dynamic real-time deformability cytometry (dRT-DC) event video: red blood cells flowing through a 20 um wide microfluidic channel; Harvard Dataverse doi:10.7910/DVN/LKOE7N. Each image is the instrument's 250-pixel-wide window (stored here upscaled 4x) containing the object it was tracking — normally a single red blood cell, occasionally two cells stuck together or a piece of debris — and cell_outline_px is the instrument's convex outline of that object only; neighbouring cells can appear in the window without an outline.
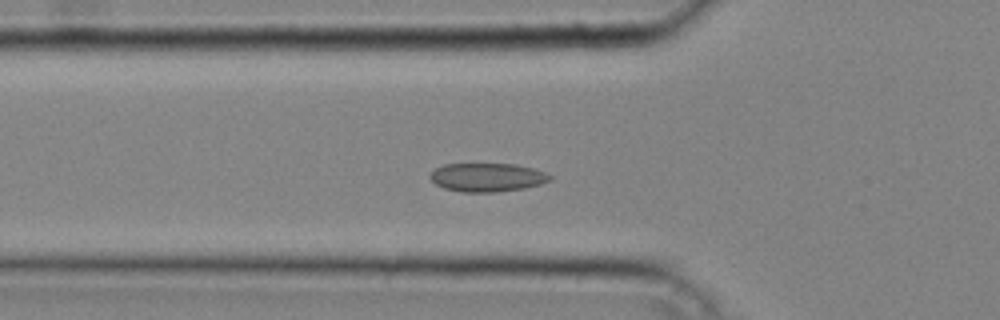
{"species": "common noctule bat (a hibernating species)", "species_latin": "Nyctalus noctula", "temperature_condition": "cold", "stored_images_in_passage": 39, "camera_frame_rate_fps": 3000, "um_per_image_px": 0.085, "animal": {"sex": "male", "body_mass_g": 20.4}, "frame": {"image": 1, "passage_image": 13, "time_ms": 4.0, "image_size_px": [1000, 320], "cell_outline_px": [[552, 180], [540, 184], [524, 188], [496, 192], [460, 192], [444, 188], [436, 184], [428, 176], [436, 168], [444, 164], [516, 164], [532, 168], [544, 172], [552, 176]], "centroid_in_image_um": [41.41, 15.08], "position_along_channel_um": 84.4, "area_um2": 19.94}}
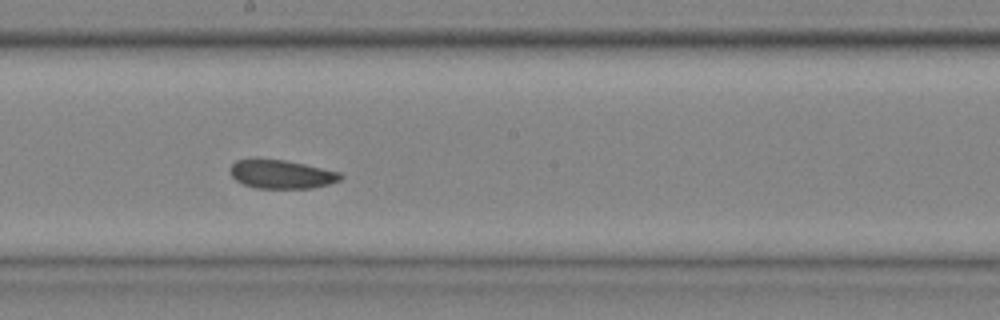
{"frame": {"image": 2, "passage_image": 22, "time_ms": 7.0, "image_size_px": [1000, 320], "cell_outline_px": [[344, 176], [340, 180], [328, 184], [312, 188], [256, 188], [244, 184], [236, 180], [232, 176], [232, 164], [236, 160], [284, 160], [304, 164], [340, 172]], "centroid_in_image_um": [23.97, 14.83], "position_along_channel_um": 224.2, "area_um2": 17.98}}
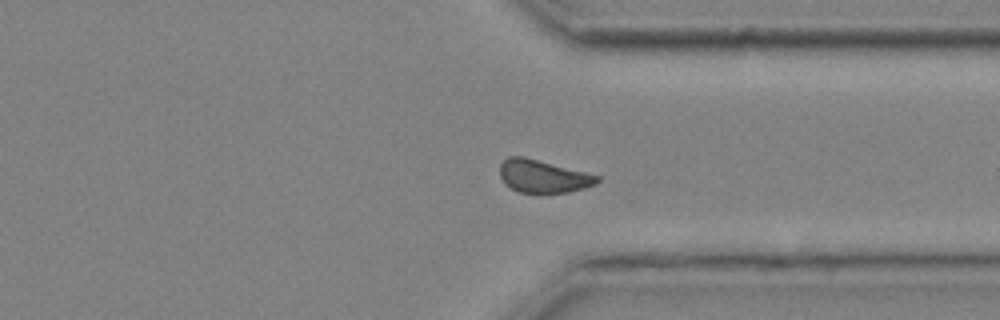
{"frame": {"image": 3, "passage_image": 31, "time_ms": 10.0, "image_size_px": [1000, 320], "cell_outline_px": [[600, 180], [596, 184], [584, 188], [568, 192], [520, 192], [504, 184], [500, 176], [500, 164], [508, 156], [524, 156], [600, 176]], "centroid_in_image_um": [46.15, 14.97], "position_along_channel_um": 365.3, "area_um2": 18.44}}